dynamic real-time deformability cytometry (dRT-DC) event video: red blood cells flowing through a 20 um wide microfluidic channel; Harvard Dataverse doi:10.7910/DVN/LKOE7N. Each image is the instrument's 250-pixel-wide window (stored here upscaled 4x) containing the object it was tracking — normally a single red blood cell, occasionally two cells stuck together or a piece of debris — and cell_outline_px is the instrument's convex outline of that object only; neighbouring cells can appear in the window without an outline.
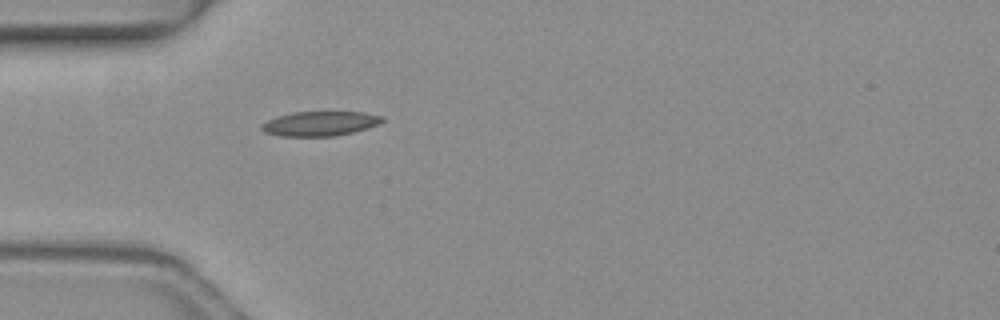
{"species": "common noctule bat (a hibernating species)", "species_latin": "Nyctalus noctula", "temperature_condition": "warm", "stored_images_in_passage": 1, "camera_frame_rate_fps": 3000, "um_per_image_px": 0.085, "animal": {"sex": "female", "body_mass_g": 19.3, "forearm_length_mm": 54.1}, "frame": {"image": 1, "passage_image": 1, "time_ms": 0.0, "image_size_px": [1000, 320], "cell_outline_px": [[384, 120], [380, 124], [368, 128], [336, 136], [280, 136], [264, 132], [260, 128], [260, 124], [276, 116], [292, 112], [364, 112], [384, 116]], "centroid_in_image_um": [27.2, 10.5], "position_along_channel_um": 57.8, "area_um2": 17.46}}